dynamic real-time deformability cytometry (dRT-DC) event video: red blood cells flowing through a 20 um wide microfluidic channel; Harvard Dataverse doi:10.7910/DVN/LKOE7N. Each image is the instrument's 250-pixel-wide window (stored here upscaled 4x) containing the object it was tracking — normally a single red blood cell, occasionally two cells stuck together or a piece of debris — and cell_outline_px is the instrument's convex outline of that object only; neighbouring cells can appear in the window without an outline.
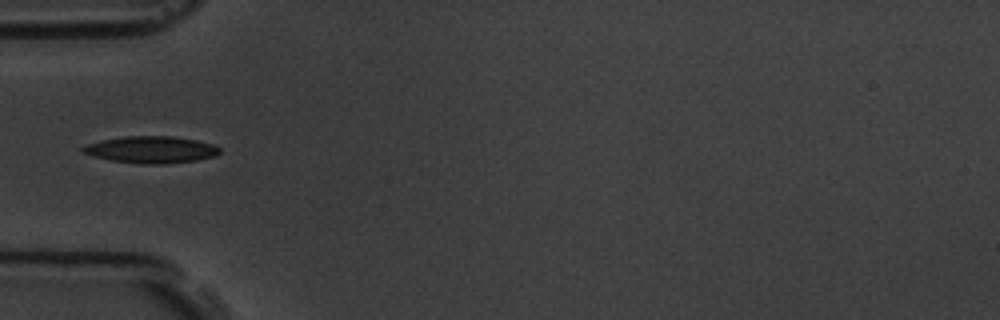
{"species": "common noctule bat (a hibernating species)", "species_latin": "Nyctalus noctula", "temperature_condition": "room temperature", "stored_images_in_passage": 9, "camera_frame_rate_fps": 3000, "um_per_image_px": 0.085, "animal": {"sex": "male", "body_mass_g": 19.5, "forearm_length_mm": 54.6}, "frame": {"image": 1, "passage_image": 4, "time_ms": 3.667, "image_size_px": [1000, 320], "cell_outline_px": [[220, 152], [216, 156], [196, 160], [164, 164], [140, 164], [112, 160], [92, 156], [80, 152], [80, 148], [84, 144], [100, 140], [124, 136], [172, 136], [196, 140], [212, 144], [220, 148]], "centroid_in_image_um": [12.79, 12.72], "position_along_channel_um": 72.2, "area_um2": 21.62}}
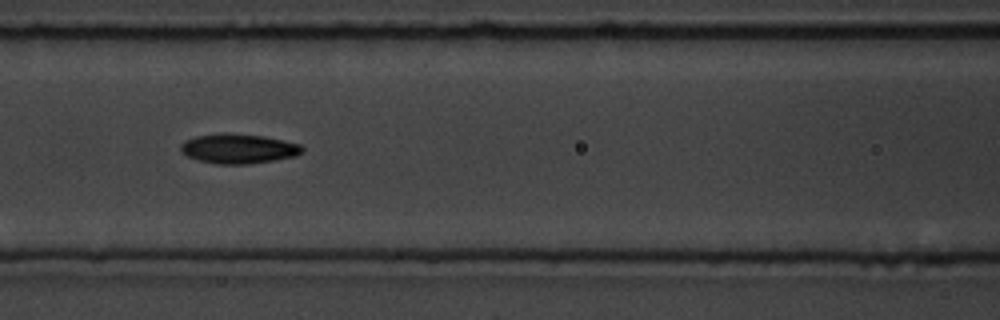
{"frame": {"image": 2, "passage_image": 6, "time_ms": 5.667, "image_size_px": [1000, 320], "cell_outline_px": [[304, 152], [296, 156], [248, 164], [216, 164], [196, 160], [180, 152], [180, 144], [196, 136], [220, 132], [224, 132], [264, 136], [300, 144], [304, 148]], "centroid_in_image_um": [20.26, 12.63], "position_along_channel_um": 146.3, "area_um2": 21.15}}
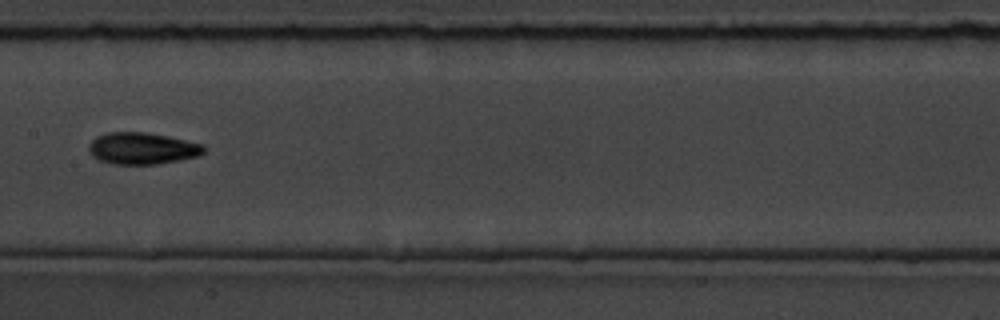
{"frame": {"image": 3, "passage_image": 7, "time_ms": 7.0, "image_size_px": [1000, 320], "cell_outline_px": [[204, 152], [200, 156], [156, 164], [112, 164], [100, 160], [92, 156], [88, 152], [88, 144], [96, 136], [108, 132], [148, 132], [168, 136], [204, 144]], "centroid_in_image_um": [12.07, 12.6], "position_along_channel_um": 195.3, "area_um2": 21.44}}